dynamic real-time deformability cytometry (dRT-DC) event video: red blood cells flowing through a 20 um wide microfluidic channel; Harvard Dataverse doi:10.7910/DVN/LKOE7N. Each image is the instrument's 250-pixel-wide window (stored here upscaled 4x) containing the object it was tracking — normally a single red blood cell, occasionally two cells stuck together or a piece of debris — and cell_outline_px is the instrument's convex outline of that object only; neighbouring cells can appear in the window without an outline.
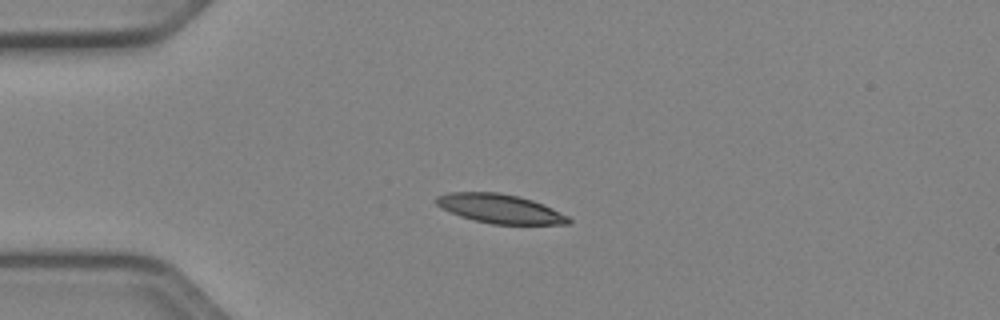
{"species": "Egyptian fruit bat (a non-hibernating species)", "species_latin": "Rousettus aegyptiacus", "temperature_condition": "cold", "stored_images_in_passage": 7, "camera_frame_rate_fps": 3000, "um_per_image_px": 0.085, "animal": {"sex": "female"}, "frame": {"image": 1, "passage_image": 1, "time_ms": 0.0, "image_size_px": [1000, 320], "cell_outline_px": [[572, 220], [568, 224], [492, 224], [472, 220], [460, 216], [436, 204], [436, 196], [448, 192], [496, 192], [516, 196], [532, 200], [544, 204], [568, 216]], "centroid_in_image_um": [42.51, 17.74], "position_along_channel_um": 42.5, "area_um2": 22.25}}
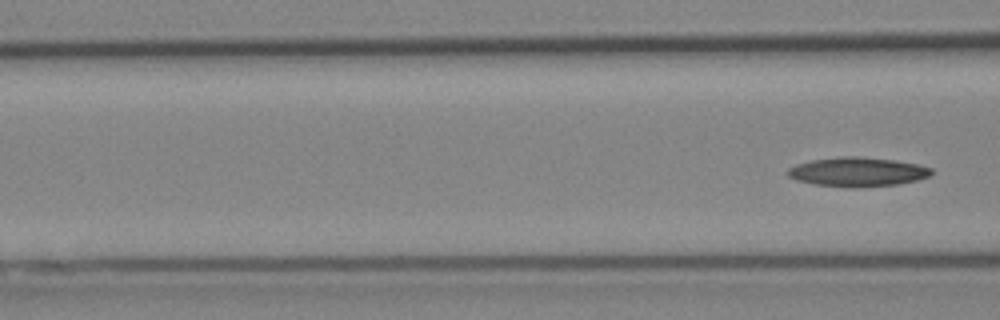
{"frame": {"image": 2, "passage_image": 7, "time_ms": 2.0, "image_size_px": [1000, 320], "cell_outline_px": [[932, 172], [928, 176], [916, 180], [900, 184], [860, 188], [852, 188], [816, 184], [796, 180], [788, 176], [788, 168], [796, 164], [812, 160], [840, 156], [856, 156], [896, 160], [916, 164], [932, 168]], "centroid_in_image_um": [72.89, 14.61], "position_along_channel_um": 93.7, "area_um2": 24.51}}